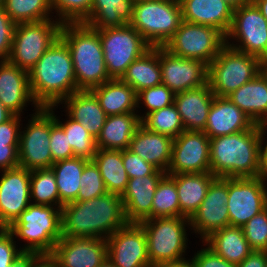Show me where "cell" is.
<instances>
[{
    "instance_id": "1",
    "label": "cell",
    "mask_w": 267,
    "mask_h": 267,
    "mask_svg": "<svg viewBox=\"0 0 267 267\" xmlns=\"http://www.w3.org/2000/svg\"><path fill=\"white\" fill-rule=\"evenodd\" d=\"M265 128L251 129L210 139V167L215 177H259Z\"/></svg>"
},
{
    "instance_id": "2",
    "label": "cell",
    "mask_w": 267,
    "mask_h": 267,
    "mask_svg": "<svg viewBox=\"0 0 267 267\" xmlns=\"http://www.w3.org/2000/svg\"><path fill=\"white\" fill-rule=\"evenodd\" d=\"M62 237L103 238L128 222L120 195L106 193L86 201H73L61 208Z\"/></svg>"
},
{
    "instance_id": "3",
    "label": "cell",
    "mask_w": 267,
    "mask_h": 267,
    "mask_svg": "<svg viewBox=\"0 0 267 267\" xmlns=\"http://www.w3.org/2000/svg\"><path fill=\"white\" fill-rule=\"evenodd\" d=\"M31 94L39 107L59 105L78 91L67 44L59 37L28 71Z\"/></svg>"
},
{
    "instance_id": "4",
    "label": "cell",
    "mask_w": 267,
    "mask_h": 267,
    "mask_svg": "<svg viewBox=\"0 0 267 267\" xmlns=\"http://www.w3.org/2000/svg\"><path fill=\"white\" fill-rule=\"evenodd\" d=\"M60 38L67 44L79 90H91L112 79L107 72L96 29L84 23H63Z\"/></svg>"
},
{
    "instance_id": "5",
    "label": "cell",
    "mask_w": 267,
    "mask_h": 267,
    "mask_svg": "<svg viewBox=\"0 0 267 267\" xmlns=\"http://www.w3.org/2000/svg\"><path fill=\"white\" fill-rule=\"evenodd\" d=\"M61 208L30 204L6 229L19 244L22 251L51 254L62 238Z\"/></svg>"
},
{
    "instance_id": "6",
    "label": "cell",
    "mask_w": 267,
    "mask_h": 267,
    "mask_svg": "<svg viewBox=\"0 0 267 267\" xmlns=\"http://www.w3.org/2000/svg\"><path fill=\"white\" fill-rule=\"evenodd\" d=\"M147 238L148 257L151 267L187 259L189 248L188 229L191 231L188 218L156 217L139 223ZM188 247V248H187Z\"/></svg>"
},
{
    "instance_id": "7",
    "label": "cell",
    "mask_w": 267,
    "mask_h": 267,
    "mask_svg": "<svg viewBox=\"0 0 267 267\" xmlns=\"http://www.w3.org/2000/svg\"><path fill=\"white\" fill-rule=\"evenodd\" d=\"M179 0L134 2L130 25L151 47H164L182 23Z\"/></svg>"
},
{
    "instance_id": "8",
    "label": "cell",
    "mask_w": 267,
    "mask_h": 267,
    "mask_svg": "<svg viewBox=\"0 0 267 267\" xmlns=\"http://www.w3.org/2000/svg\"><path fill=\"white\" fill-rule=\"evenodd\" d=\"M262 70L259 57L225 45L208 65V83L215 96L227 97Z\"/></svg>"
},
{
    "instance_id": "9",
    "label": "cell",
    "mask_w": 267,
    "mask_h": 267,
    "mask_svg": "<svg viewBox=\"0 0 267 267\" xmlns=\"http://www.w3.org/2000/svg\"><path fill=\"white\" fill-rule=\"evenodd\" d=\"M61 26L56 19L16 24L8 61L28 72L60 37Z\"/></svg>"
},
{
    "instance_id": "10",
    "label": "cell",
    "mask_w": 267,
    "mask_h": 267,
    "mask_svg": "<svg viewBox=\"0 0 267 267\" xmlns=\"http://www.w3.org/2000/svg\"><path fill=\"white\" fill-rule=\"evenodd\" d=\"M96 30L102 43L107 72L112 79H120L128 66L151 48L130 24Z\"/></svg>"
},
{
    "instance_id": "11",
    "label": "cell",
    "mask_w": 267,
    "mask_h": 267,
    "mask_svg": "<svg viewBox=\"0 0 267 267\" xmlns=\"http://www.w3.org/2000/svg\"><path fill=\"white\" fill-rule=\"evenodd\" d=\"M225 45L226 36L218 29L182 21L164 48L178 57L209 65Z\"/></svg>"
},
{
    "instance_id": "12",
    "label": "cell",
    "mask_w": 267,
    "mask_h": 267,
    "mask_svg": "<svg viewBox=\"0 0 267 267\" xmlns=\"http://www.w3.org/2000/svg\"><path fill=\"white\" fill-rule=\"evenodd\" d=\"M26 125L21 126L18 158L19 166L28 170L51 168L50 152L51 106L40 107L29 115Z\"/></svg>"
},
{
    "instance_id": "13",
    "label": "cell",
    "mask_w": 267,
    "mask_h": 267,
    "mask_svg": "<svg viewBox=\"0 0 267 267\" xmlns=\"http://www.w3.org/2000/svg\"><path fill=\"white\" fill-rule=\"evenodd\" d=\"M226 45L262 61L267 59V21L253 1L234 9Z\"/></svg>"
},
{
    "instance_id": "14",
    "label": "cell",
    "mask_w": 267,
    "mask_h": 267,
    "mask_svg": "<svg viewBox=\"0 0 267 267\" xmlns=\"http://www.w3.org/2000/svg\"><path fill=\"white\" fill-rule=\"evenodd\" d=\"M267 186L260 177L228 178L227 208L231 226L242 227L266 208Z\"/></svg>"
},
{
    "instance_id": "15",
    "label": "cell",
    "mask_w": 267,
    "mask_h": 267,
    "mask_svg": "<svg viewBox=\"0 0 267 267\" xmlns=\"http://www.w3.org/2000/svg\"><path fill=\"white\" fill-rule=\"evenodd\" d=\"M227 200L228 178L216 177L201 205L189 219L191 233L196 238L200 237V241L203 242L212 233L230 225Z\"/></svg>"
},
{
    "instance_id": "16",
    "label": "cell",
    "mask_w": 267,
    "mask_h": 267,
    "mask_svg": "<svg viewBox=\"0 0 267 267\" xmlns=\"http://www.w3.org/2000/svg\"><path fill=\"white\" fill-rule=\"evenodd\" d=\"M210 171V139L203 131L184 130L174 138L167 174Z\"/></svg>"
},
{
    "instance_id": "17",
    "label": "cell",
    "mask_w": 267,
    "mask_h": 267,
    "mask_svg": "<svg viewBox=\"0 0 267 267\" xmlns=\"http://www.w3.org/2000/svg\"><path fill=\"white\" fill-rule=\"evenodd\" d=\"M106 240L107 258L116 267H151L146 233L139 223H127Z\"/></svg>"
},
{
    "instance_id": "18",
    "label": "cell",
    "mask_w": 267,
    "mask_h": 267,
    "mask_svg": "<svg viewBox=\"0 0 267 267\" xmlns=\"http://www.w3.org/2000/svg\"><path fill=\"white\" fill-rule=\"evenodd\" d=\"M162 84L175 94L208 83V65L201 60L178 57L159 47Z\"/></svg>"
},
{
    "instance_id": "19",
    "label": "cell",
    "mask_w": 267,
    "mask_h": 267,
    "mask_svg": "<svg viewBox=\"0 0 267 267\" xmlns=\"http://www.w3.org/2000/svg\"><path fill=\"white\" fill-rule=\"evenodd\" d=\"M0 173V228H7L31 204V171L17 166Z\"/></svg>"
},
{
    "instance_id": "20",
    "label": "cell",
    "mask_w": 267,
    "mask_h": 267,
    "mask_svg": "<svg viewBox=\"0 0 267 267\" xmlns=\"http://www.w3.org/2000/svg\"><path fill=\"white\" fill-rule=\"evenodd\" d=\"M50 255L58 267H98L107 258V240L62 237Z\"/></svg>"
},
{
    "instance_id": "21",
    "label": "cell",
    "mask_w": 267,
    "mask_h": 267,
    "mask_svg": "<svg viewBox=\"0 0 267 267\" xmlns=\"http://www.w3.org/2000/svg\"><path fill=\"white\" fill-rule=\"evenodd\" d=\"M166 174L157 169L151 175L129 179L126 191L121 196L128 223H140L146 219H152L154 193Z\"/></svg>"
},
{
    "instance_id": "22",
    "label": "cell",
    "mask_w": 267,
    "mask_h": 267,
    "mask_svg": "<svg viewBox=\"0 0 267 267\" xmlns=\"http://www.w3.org/2000/svg\"><path fill=\"white\" fill-rule=\"evenodd\" d=\"M0 101L14 115H24L31 102L33 112L40 108L31 94L28 72L9 61H0Z\"/></svg>"
},
{
    "instance_id": "23",
    "label": "cell",
    "mask_w": 267,
    "mask_h": 267,
    "mask_svg": "<svg viewBox=\"0 0 267 267\" xmlns=\"http://www.w3.org/2000/svg\"><path fill=\"white\" fill-rule=\"evenodd\" d=\"M254 125L251 118L227 97L214 96L203 132L211 139L246 131Z\"/></svg>"
},
{
    "instance_id": "24",
    "label": "cell",
    "mask_w": 267,
    "mask_h": 267,
    "mask_svg": "<svg viewBox=\"0 0 267 267\" xmlns=\"http://www.w3.org/2000/svg\"><path fill=\"white\" fill-rule=\"evenodd\" d=\"M183 21L212 26L228 34L234 9L224 0H179Z\"/></svg>"
},
{
    "instance_id": "25",
    "label": "cell",
    "mask_w": 267,
    "mask_h": 267,
    "mask_svg": "<svg viewBox=\"0 0 267 267\" xmlns=\"http://www.w3.org/2000/svg\"><path fill=\"white\" fill-rule=\"evenodd\" d=\"M214 96L209 83L175 94L174 104L182 119L184 130L204 131Z\"/></svg>"
},
{
    "instance_id": "26",
    "label": "cell",
    "mask_w": 267,
    "mask_h": 267,
    "mask_svg": "<svg viewBox=\"0 0 267 267\" xmlns=\"http://www.w3.org/2000/svg\"><path fill=\"white\" fill-rule=\"evenodd\" d=\"M81 125L95 138L100 135L107 115L91 90H78L64 99L58 106Z\"/></svg>"
},
{
    "instance_id": "27",
    "label": "cell",
    "mask_w": 267,
    "mask_h": 267,
    "mask_svg": "<svg viewBox=\"0 0 267 267\" xmlns=\"http://www.w3.org/2000/svg\"><path fill=\"white\" fill-rule=\"evenodd\" d=\"M173 140L172 137L151 132L140 125L131 139L128 149L157 169L167 173L171 161Z\"/></svg>"
},
{
    "instance_id": "28",
    "label": "cell",
    "mask_w": 267,
    "mask_h": 267,
    "mask_svg": "<svg viewBox=\"0 0 267 267\" xmlns=\"http://www.w3.org/2000/svg\"><path fill=\"white\" fill-rule=\"evenodd\" d=\"M227 98L255 124L267 126V74L263 70Z\"/></svg>"
},
{
    "instance_id": "29",
    "label": "cell",
    "mask_w": 267,
    "mask_h": 267,
    "mask_svg": "<svg viewBox=\"0 0 267 267\" xmlns=\"http://www.w3.org/2000/svg\"><path fill=\"white\" fill-rule=\"evenodd\" d=\"M176 184L180 217L190 219L204 200L211 182L216 178L213 173L168 174Z\"/></svg>"
},
{
    "instance_id": "30",
    "label": "cell",
    "mask_w": 267,
    "mask_h": 267,
    "mask_svg": "<svg viewBox=\"0 0 267 267\" xmlns=\"http://www.w3.org/2000/svg\"><path fill=\"white\" fill-rule=\"evenodd\" d=\"M140 125L141 119L137 112L107 116L101 133L96 139L97 149L120 151L128 149Z\"/></svg>"
},
{
    "instance_id": "31",
    "label": "cell",
    "mask_w": 267,
    "mask_h": 267,
    "mask_svg": "<svg viewBox=\"0 0 267 267\" xmlns=\"http://www.w3.org/2000/svg\"><path fill=\"white\" fill-rule=\"evenodd\" d=\"M91 91L107 116L137 112V93L121 79H110Z\"/></svg>"
},
{
    "instance_id": "32",
    "label": "cell",
    "mask_w": 267,
    "mask_h": 267,
    "mask_svg": "<svg viewBox=\"0 0 267 267\" xmlns=\"http://www.w3.org/2000/svg\"><path fill=\"white\" fill-rule=\"evenodd\" d=\"M203 243L215 254L237 265L253 251L242 227L231 225L212 233Z\"/></svg>"
},
{
    "instance_id": "33",
    "label": "cell",
    "mask_w": 267,
    "mask_h": 267,
    "mask_svg": "<svg viewBox=\"0 0 267 267\" xmlns=\"http://www.w3.org/2000/svg\"><path fill=\"white\" fill-rule=\"evenodd\" d=\"M134 2V0H93L90 15L83 23L94 29L130 24Z\"/></svg>"
},
{
    "instance_id": "34",
    "label": "cell",
    "mask_w": 267,
    "mask_h": 267,
    "mask_svg": "<svg viewBox=\"0 0 267 267\" xmlns=\"http://www.w3.org/2000/svg\"><path fill=\"white\" fill-rule=\"evenodd\" d=\"M120 79L130 85L136 93L161 85L159 47H151L141 57L134 60Z\"/></svg>"
},
{
    "instance_id": "35",
    "label": "cell",
    "mask_w": 267,
    "mask_h": 267,
    "mask_svg": "<svg viewBox=\"0 0 267 267\" xmlns=\"http://www.w3.org/2000/svg\"><path fill=\"white\" fill-rule=\"evenodd\" d=\"M92 160L99 168L107 192L122 196L129 181L122 162V151L97 149Z\"/></svg>"
},
{
    "instance_id": "36",
    "label": "cell",
    "mask_w": 267,
    "mask_h": 267,
    "mask_svg": "<svg viewBox=\"0 0 267 267\" xmlns=\"http://www.w3.org/2000/svg\"><path fill=\"white\" fill-rule=\"evenodd\" d=\"M89 159L73 157L53 163L51 169L54 171L59 198L63 204L73 202L78 195L80 178L85 164Z\"/></svg>"
},
{
    "instance_id": "37",
    "label": "cell",
    "mask_w": 267,
    "mask_h": 267,
    "mask_svg": "<svg viewBox=\"0 0 267 267\" xmlns=\"http://www.w3.org/2000/svg\"><path fill=\"white\" fill-rule=\"evenodd\" d=\"M2 7L15 24L55 19L50 0H4Z\"/></svg>"
},
{
    "instance_id": "38",
    "label": "cell",
    "mask_w": 267,
    "mask_h": 267,
    "mask_svg": "<svg viewBox=\"0 0 267 267\" xmlns=\"http://www.w3.org/2000/svg\"><path fill=\"white\" fill-rule=\"evenodd\" d=\"M30 199L35 205L62 208L64 204L60 201L55 174L51 168L31 170Z\"/></svg>"
},
{
    "instance_id": "39",
    "label": "cell",
    "mask_w": 267,
    "mask_h": 267,
    "mask_svg": "<svg viewBox=\"0 0 267 267\" xmlns=\"http://www.w3.org/2000/svg\"><path fill=\"white\" fill-rule=\"evenodd\" d=\"M61 116L55 115L56 123L64 130L71 148L73 149L74 156L83 157L92 160L96 151V139L81 125L65 115L66 120L61 121Z\"/></svg>"
},
{
    "instance_id": "40",
    "label": "cell",
    "mask_w": 267,
    "mask_h": 267,
    "mask_svg": "<svg viewBox=\"0 0 267 267\" xmlns=\"http://www.w3.org/2000/svg\"><path fill=\"white\" fill-rule=\"evenodd\" d=\"M141 125L147 130L176 138L184 131V125L175 104L146 114Z\"/></svg>"
},
{
    "instance_id": "41",
    "label": "cell",
    "mask_w": 267,
    "mask_h": 267,
    "mask_svg": "<svg viewBox=\"0 0 267 267\" xmlns=\"http://www.w3.org/2000/svg\"><path fill=\"white\" fill-rule=\"evenodd\" d=\"M180 216V206L174 179L166 174L159 182L152 203V219Z\"/></svg>"
},
{
    "instance_id": "42",
    "label": "cell",
    "mask_w": 267,
    "mask_h": 267,
    "mask_svg": "<svg viewBox=\"0 0 267 267\" xmlns=\"http://www.w3.org/2000/svg\"><path fill=\"white\" fill-rule=\"evenodd\" d=\"M174 97L175 93L163 84L143 89L137 93V114L140 119H142L148 113L160 110L173 104ZM141 105L144 110L146 109L145 111L143 110L144 113L140 112L142 110Z\"/></svg>"
},
{
    "instance_id": "43",
    "label": "cell",
    "mask_w": 267,
    "mask_h": 267,
    "mask_svg": "<svg viewBox=\"0 0 267 267\" xmlns=\"http://www.w3.org/2000/svg\"><path fill=\"white\" fill-rule=\"evenodd\" d=\"M93 0H50L55 19L63 23H83L90 15Z\"/></svg>"
},
{
    "instance_id": "44",
    "label": "cell",
    "mask_w": 267,
    "mask_h": 267,
    "mask_svg": "<svg viewBox=\"0 0 267 267\" xmlns=\"http://www.w3.org/2000/svg\"><path fill=\"white\" fill-rule=\"evenodd\" d=\"M80 187L77 198L74 201H86L108 193L99 168L93 160H89L84 166L80 178Z\"/></svg>"
},
{
    "instance_id": "45",
    "label": "cell",
    "mask_w": 267,
    "mask_h": 267,
    "mask_svg": "<svg viewBox=\"0 0 267 267\" xmlns=\"http://www.w3.org/2000/svg\"><path fill=\"white\" fill-rule=\"evenodd\" d=\"M242 229L251 249L264 251L267 248V208L252 217Z\"/></svg>"
},
{
    "instance_id": "46",
    "label": "cell",
    "mask_w": 267,
    "mask_h": 267,
    "mask_svg": "<svg viewBox=\"0 0 267 267\" xmlns=\"http://www.w3.org/2000/svg\"><path fill=\"white\" fill-rule=\"evenodd\" d=\"M56 109H58V105L51 106V134L49 148L54 163L75 157L73 149L67 139V135L55 121Z\"/></svg>"
},
{
    "instance_id": "47",
    "label": "cell",
    "mask_w": 267,
    "mask_h": 267,
    "mask_svg": "<svg viewBox=\"0 0 267 267\" xmlns=\"http://www.w3.org/2000/svg\"><path fill=\"white\" fill-rule=\"evenodd\" d=\"M122 162L129 179L151 175L157 170L151 163L146 162L139 155L131 152L129 149L122 151Z\"/></svg>"
},
{
    "instance_id": "48",
    "label": "cell",
    "mask_w": 267,
    "mask_h": 267,
    "mask_svg": "<svg viewBox=\"0 0 267 267\" xmlns=\"http://www.w3.org/2000/svg\"><path fill=\"white\" fill-rule=\"evenodd\" d=\"M16 24L0 6V61H8Z\"/></svg>"
},
{
    "instance_id": "49",
    "label": "cell",
    "mask_w": 267,
    "mask_h": 267,
    "mask_svg": "<svg viewBox=\"0 0 267 267\" xmlns=\"http://www.w3.org/2000/svg\"><path fill=\"white\" fill-rule=\"evenodd\" d=\"M16 242L6 228H0V267H10L13 260L22 251Z\"/></svg>"
},
{
    "instance_id": "50",
    "label": "cell",
    "mask_w": 267,
    "mask_h": 267,
    "mask_svg": "<svg viewBox=\"0 0 267 267\" xmlns=\"http://www.w3.org/2000/svg\"><path fill=\"white\" fill-rule=\"evenodd\" d=\"M203 248L194 252V255L190 258L194 267H237V264L228 262L221 256L215 254L209 249L203 242Z\"/></svg>"
},
{
    "instance_id": "51",
    "label": "cell",
    "mask_w": 267,
    "mask_h": 267,
    "mask_svg": "<svg viewBox=\"0 0 267 267\" xmlns=\"http://www.w3.org/2000/svg\"><path fill=\"white\" fill-rule=\"evenodd\" d=\"M23 116L13 115L0 124V144H19Z\"/></svg>"
},
{
    "instance_id": "52",
    "label": "cell",
    "mask_w": 267,
    "mask_h": 267,
    "mask_svg": "<svg viewBox=\"0 0 267 267\" xmlns=\"http://www.w3.org/2000/svg\"><path fill=\"white\" fill-rule=\"evenodd\" d=\"M19 144H0V171L19 166Z\"/></svg>"
},
{
    "instance_id": "53",
    "label": "cell",
    "mask_w": 267,
    "mask_h": 267,
    "mask_svg": "<svg viewBox=\"0 0 267 267\" xmlns=\"http://www.w3.org/2000/svg\"><path fill=\"white\" fill-rule=\"evenodd\" d=\"M237 267H267L263 251H252Z\"/></svg>"
},
{
    "instance_id": "54",
    "label": "cell",
    "mask_w": 267,
    "mask_h": 267,
    "mask_svg": "<svg viewBox=\"0 0 267 267\" xmlns=\"http://www.w3.org/2000/svg\"><path fill=\"white\" fill-rule=\"evenodd\" d=\"M38 255L39 254L35 251H21L13 260L10 267H30L31 263Z\"/></svg>"
},
{
    "instance_id": "55",
    "label": "cell",
    "mask_w": 267,
    "mask_h": 267,
    "mask_svg": "<svg viewBox=\"0 0 267 267\" xmlns=\"http://www.w3.org/2000/svg\"><path fill=\"white\" fill-rule=\"evenodd\" d=\"M30 267H58V264L50 254H39Z\"/></svg>"
},
{
    "instance_id": "56",
    "label": "cell",
    "mask_w": 267,
    "mask_h": 267,
    "mask_svg": "<svg viewBox=\"0 0 267 267\" xmlns=\"http://www.w3.org/2000/svg\"><path fill=\"white\" fill-rule=\"evenodd\" d=\"M265 136H267V126L265 128ZM264 139L265 140L262 152L261 172L259 177L267 186V137H265Z\"/></svg>"
},
{
    "instance_id": "57",
    "label": "cell",
    "mask_w": 267,
    "mask_h": 267,
    "mask_svg": "<svg viewBox=\"0 0 267 267\" xmlns=\"http://www.w3.org/2000/svg\"><path fill=\"white\" fill-rule=\"evenodd\" d=\"M157 267H194V265L192 260L188 258L178 262L166 263Z\"/></svg>"
},
{
    "instance_id": "58",
    "label": "cell",
    "mask_w": 267,
    "mask_h": 267,
    "mask_svg": "<svg viewBox=\"0 0 267 267\" xmlns=\"http://www.w3.org/2000/svg\"><path fill=\"white\" fill-rule=\"evenodd\" d=\"M14 114L0 101V124L9 120Z\"/></svg>"
},
{
    "instance_id": "59",
    "label": "cell",
    "mask_w": 267,
    "mask_h": 267,
    "mask_svg": "<svg viewBox=\"0 0 267 267\" xmlns=\"http://www.w3.org/2000/svg\"><path fill=\"white\" fill-rule=\"evenodd\" d=\"M267 21V0H252Z\"/></svg>"
},
{
    "instance_id": "60",
    "label": "cell",
    "mask_w": 267,
    "mask_h": 267,
    "mask_svg": "<svg viewBox=\"0 0 267 267\" xmlns=\"http://www.w3.org/2000/svg\"><path fill=\"white\" fill-rule=\"evenodd\" d=\"M228 3L233 9L240 8L242 5L249 3L252 0H224Z\"/></svg>"
},
{
    "instance_id": "61",
    "label": "cell",
    "mask_w": 267,
    "mask_h": 267,
    "mask_svg": "<svg viewBox=\"0 0 267 267\" xmlns=\"http://www.w3.org/2000/svg\"><path fill=\"white\" fill-rule=\"evenodd\" d=\"M98 267H116L108 258H106Z\"/></svg>"
},
{
    "instance_id": "62",
    "label": "cell",
    "mask_w": 267,
    "mask_h": 267,
    "mask_svg": "<svg viewBox=\"0 0 267 267\" xmlns=\"http://www.w3.org/2000/svg\"><path fill=\"white\" fill-rule=\"evenodd\" d=\"M263 71L267 74V59L263 60Z\"/></svg>"
},
{
    "instance_id": "63",
    "label": "cell",
    "mask_w": 267,
    "mask_h": 267,
    "mask_svg": "<svg viewBox=\"0 0 267 267\" xmlns=\"http://www.w3.org/2000/svg\"><path fill=\"white\" fill-rule=\"evenodd\" d=\"M266 257V261H267V248L263 251Z\"/></svg>"
},
{
    "instance_id": "64",
    "label": "cell",
    "mask_w": 267,
    "mask_h": 267,
    "mask_svg": "<svg viewBox=\"0 0 267 267\" xmlns=\"http://www.w3.org/2000/svg\"><path fill=\"white\" fill-rule=\"evenodd\" d=\"M4 0H0V6H3Z\"/></svg>"
}]
</instances>
